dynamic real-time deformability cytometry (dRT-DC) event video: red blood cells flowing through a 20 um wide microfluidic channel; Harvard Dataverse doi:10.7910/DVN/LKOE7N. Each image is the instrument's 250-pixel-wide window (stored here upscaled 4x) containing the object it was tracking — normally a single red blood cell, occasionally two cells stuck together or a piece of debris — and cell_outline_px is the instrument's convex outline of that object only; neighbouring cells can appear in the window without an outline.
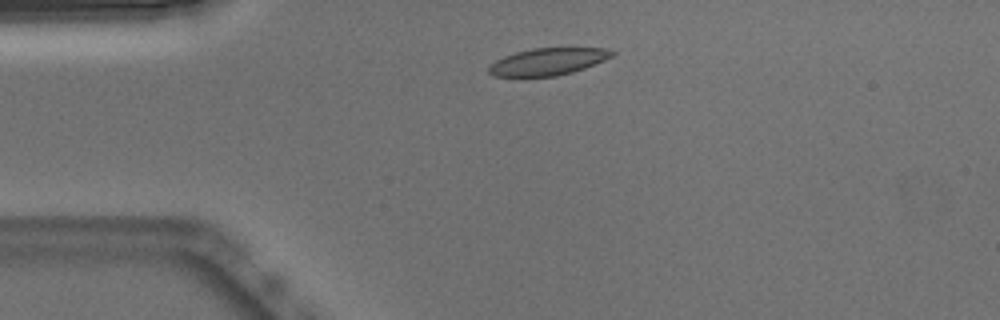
{"species": "Egyptian fruit bat (a non-hibernating species)", "species_latin": "Rousettus aegyptiacus", "temperature_condition": "warm", "stored_images_in_passage": 41, "camera_frame_rate_fps": 3000, "um_per_image_px": 0.085, "animal": {"sex": "male"}, "frame": {"image": 1, "passage_image": 1, "time_ms": 0.0, "image_size_px": [1000, 320], "cell_outline_px": [[616, 52], [612, 56], [604, 60], [584, 68], [572, 72], [556, 76], [492, 76], [488, 72], [488, 68], [496, 60], [504, 56], [516, 52], [532, 48], [604, 48]], "centroid_in_image_um": [46.56, 5.23], "position_along_channel_um": 38.4, "area_um2": 19.25}}
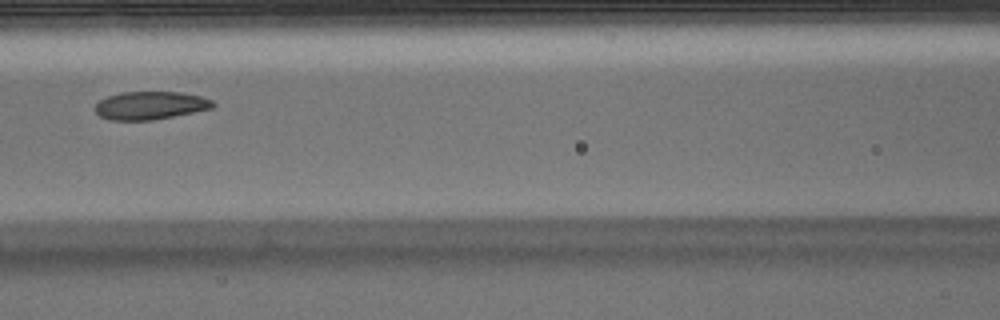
{"frame": {"image": 2, "passage_image": 12, "time_ms": 3.667, "image_size_px": [1000, 320], "cell_outline_px": [[216, 104], [212, 108], [152, 120], [108, 120], [100, 116], [96, 112], [96, 104], [100, 100], [108, 96], [120, 92], [180, 92], [200, 96], [212, 100]], "centroid_in_image_um": [12.76, 8.96], "position_along_channel_um": 153.8, "area_um2": 19.07}}
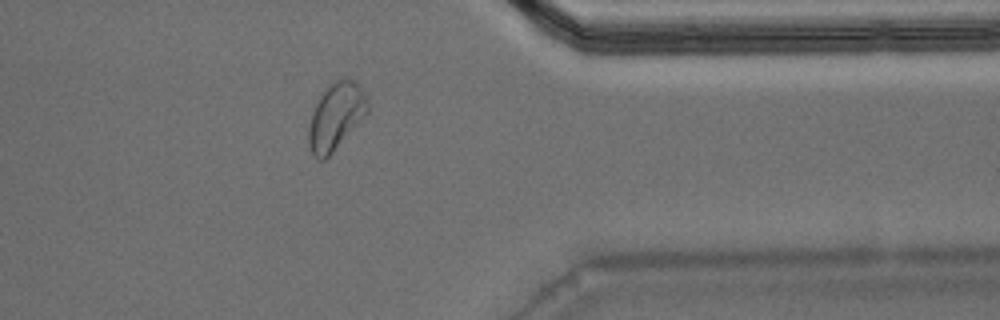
{"frame": {"image": 3, "passage_image": 31, "time_ms": 10.0, "image_size_px": [1000, 320], "cell_outline_px": [[368, 112], [332, 152], [324, 160], [316, 160], [312, 156], [308, 144], [308, 128], [312, 112], [320, 92], [328, 84], [344, 76], [360, 84], [364, 88], [368, 96]], "centroid_in_image_um": [28.54, 9.84], "position_along_channel_um": 382.9, "area_um2": 23.41}, "authors_computed_cell_mechanics": {"area_um2": 20.4034, "velocity_mm_per_s": 3.8396, "shape_relaxation_time_tau1_ms": 5.4043, "shape_relaxation_time_tau2_ms": 2.2337, "deformation_change_tau1": 0.1301, "deformation_change_tau2": 0.0714}}